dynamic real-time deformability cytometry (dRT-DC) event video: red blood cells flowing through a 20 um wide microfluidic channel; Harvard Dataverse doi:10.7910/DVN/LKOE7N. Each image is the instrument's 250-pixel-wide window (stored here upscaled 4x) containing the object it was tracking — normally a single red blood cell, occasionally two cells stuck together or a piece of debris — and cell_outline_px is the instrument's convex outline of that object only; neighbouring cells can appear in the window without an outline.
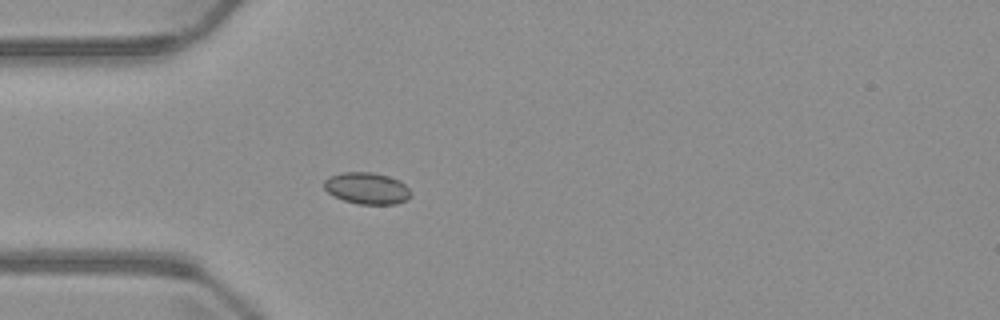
{"species": "common noctule bat (a hibernating species)", "species_latin": "Nyctalus noctula", "temperature_condition": "warm", "stored_images_in_passage": 5, "camera_frame_rate_fps": 3000, "um_per_image_px": 0.085, "animal": {"sex": "male", "body_mass_g": 23.1, "forearm_length_mm": 52.7}, "frame": {"image": 1, "passage_image": 5, "time_ms": 5.0, "image_size_px": [1000, 320], "cell_outline_px": [[412, 196], [396, 204], [360, 204], [344, 200], [332, 196], [324, 188], [324, 180], [328, 176], [340, 172], [372, 172], [388, 176], [400, 180], [412, 192]], "centroid_in_image_um": [31.17, 15.99], "position_along_channel_um": 53.8, "area_um2": 16.13}}